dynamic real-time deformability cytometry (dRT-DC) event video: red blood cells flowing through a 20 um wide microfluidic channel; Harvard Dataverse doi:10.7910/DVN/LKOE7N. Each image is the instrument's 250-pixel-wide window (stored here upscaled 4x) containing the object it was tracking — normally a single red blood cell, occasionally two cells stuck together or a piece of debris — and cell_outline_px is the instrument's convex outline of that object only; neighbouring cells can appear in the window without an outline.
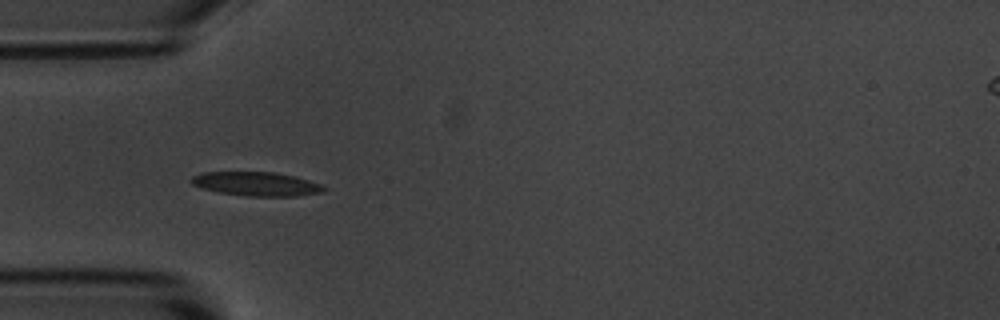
{"species": "common noctule bat (a hibernating species)", "species_latin": "Nyctalus noctula", "temperature_condition": "room temperature", "stored_images_in_passage": 7, "camera_frame_rate_fps": 3000, "um_per_image_px": 0.085, "animal": {"sex": "male", "body_mass_g": 20.1, "forearm_length_mm": 53.5}, "frame": {"image": 1, "passage_image": 4, "time_ms": 3.333, "image_size_px": [1000, 320], "cell_outline_px": [[328, 188], [324, 192], [296, 196], [248, 196], [220, 192], [200, 188], [192, 184], [188, 180], [192, 176], [200, 172], [276, 172], [308, 180], [320, 184]], "centroid_in_image_um": [21.76, 15.63], "position_along_channel_um": 63.2, "area_um2": 18.55}}
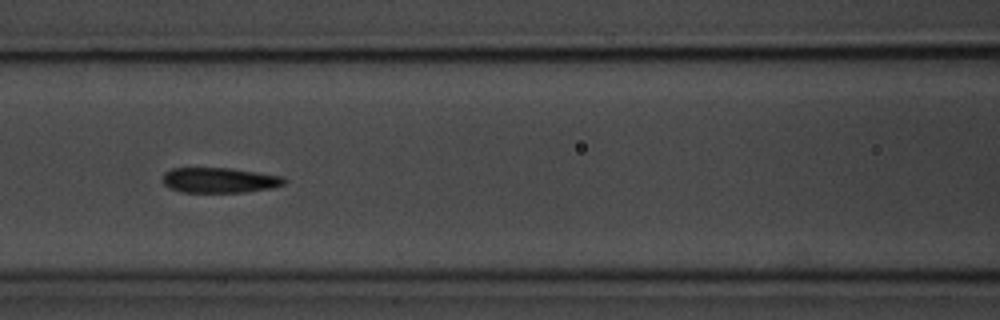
{"frame": {"image": 2, "passage_image": 6, "time_ms": 5.667, "image_size_px": [1000, 320], "cell_outline_px": [[288, 180], [284, 184], [272, 188], [244, 192], [180, 192], [168, 188], [164, 184], [164, 172], [172, 168], [228, 168], [284, 176]], "centroid_in_image_um": [18.67, 15.32], "position_along_channel_um": 147.9, "area_um2": 17.92}}
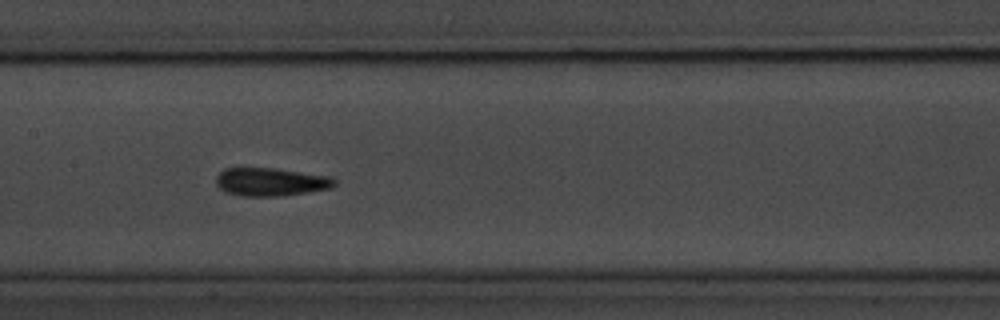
{"frame": {"image": 3, "passage_image": 7, "time_ms": 6.667, "image_size_px": [1000, 320], "cell_outline_px": [[336, 184], [332, 188], [308, 192], [280, 196], [240, 196], [224, 192], [216, 184], [216, 176], [224, 168], [272, 168], [332, 176], [336, 180]], "centroid_in_image_um": [23.02, 15.46], "position_along_channel_um": 184.4, "area_um2": 19.59}}